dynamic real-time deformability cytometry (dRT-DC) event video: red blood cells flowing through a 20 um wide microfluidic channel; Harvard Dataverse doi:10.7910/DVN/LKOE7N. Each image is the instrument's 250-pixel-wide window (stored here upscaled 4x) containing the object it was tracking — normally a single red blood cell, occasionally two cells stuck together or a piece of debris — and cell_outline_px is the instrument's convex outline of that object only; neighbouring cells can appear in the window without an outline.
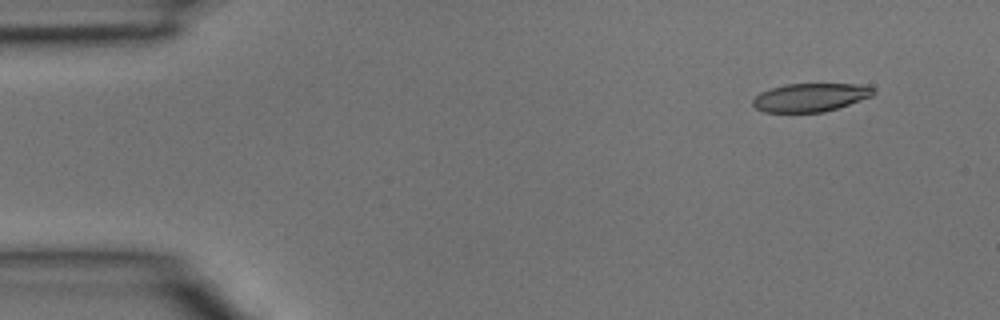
{"species": "common noctule bat (a hibernating species)", "species_latin": "Nyctalus noctula", "temperature_condition": "room temperature", "stored_images_in_passage": 4, "camera_frame_rate_fps": 3000, "um_per_image_px": 0.085, "animal": {"sex": "male", "body_mass_g": 15.6}, "frame": {"image": 1, "passage_image": 1, "time_ms": 0.0, "image_size_px": [1000, 320], "cell_outline_px": [[876, 92], [872, 96], [824, 112], [764, 112], [756, 108], [752, 104], [752, 100], [760, 92], [784, 84], [868, 84], [876, 88]], "centroid_in_image_um": [68.91, 8.27], "position_along_channel_um": 16.1, "area_um2": 20.0}}
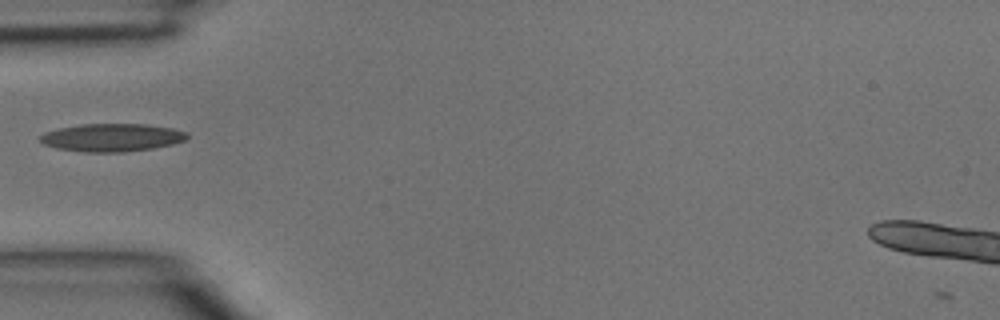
{"frame": {"image": 2, "passage_image": 4, "time_ms": 1.0, "image_size_px": [1000, 320], "cell_outline_px": [[188, 140], [172, 144], [152, 148], [124, 152], [84, 152], [56, 148], [44, 144], [40, 140], [40, 136], [44, 132], [60, 128], [84, 124], [148, 124], [172, 128], [188, 132]], "centroid_in_image_um": [9.55, 11.69], "position_along_channel_um": 75.5, "area_um2": 23.93}}